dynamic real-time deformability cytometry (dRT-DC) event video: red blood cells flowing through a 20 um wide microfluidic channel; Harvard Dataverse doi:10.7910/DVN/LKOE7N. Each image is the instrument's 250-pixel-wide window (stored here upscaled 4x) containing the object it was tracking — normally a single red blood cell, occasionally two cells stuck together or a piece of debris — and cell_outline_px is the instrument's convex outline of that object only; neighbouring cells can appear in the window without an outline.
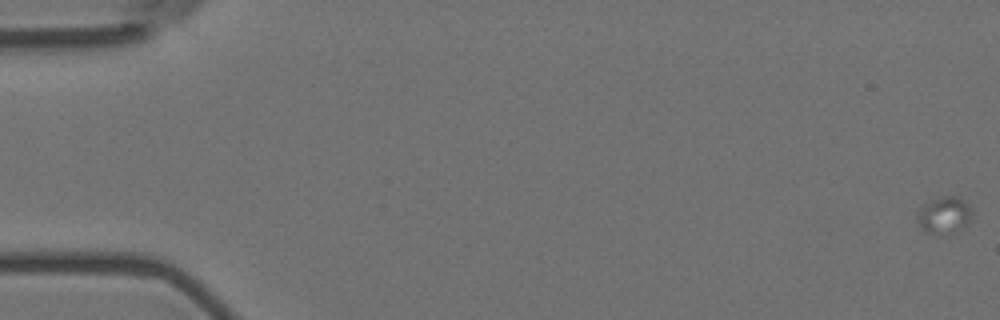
{"species": "Egyptian fruit bat (a non-hibernating species)", "species_latin": "Rousettus aegyptiacus", "temperature_condition": "room temperature", "stored_images_in_passage": 26, "camera_frame_rate_fps": 3000, "um_per_image_px": 0.085, "animal": {"sex": "female"}, "frame": {"image": 1, "passage_image": 1, "time_ms": 0.0, "image_size_px": [1000, 320], "cell_outline_px": [[972, 216], [968, 224], [964, 228], [936, 236], [924, 232], [916, 220], [916, 216], [920, 208], [924, 204], [932, 200], [944, 196], [956, 196], [964, 200], [968, 204], [972, 212]], "centroid_in_image_um": [80.24, 18.31], "position_along_channel_um": 4.8, "area_um2": 11.96}}